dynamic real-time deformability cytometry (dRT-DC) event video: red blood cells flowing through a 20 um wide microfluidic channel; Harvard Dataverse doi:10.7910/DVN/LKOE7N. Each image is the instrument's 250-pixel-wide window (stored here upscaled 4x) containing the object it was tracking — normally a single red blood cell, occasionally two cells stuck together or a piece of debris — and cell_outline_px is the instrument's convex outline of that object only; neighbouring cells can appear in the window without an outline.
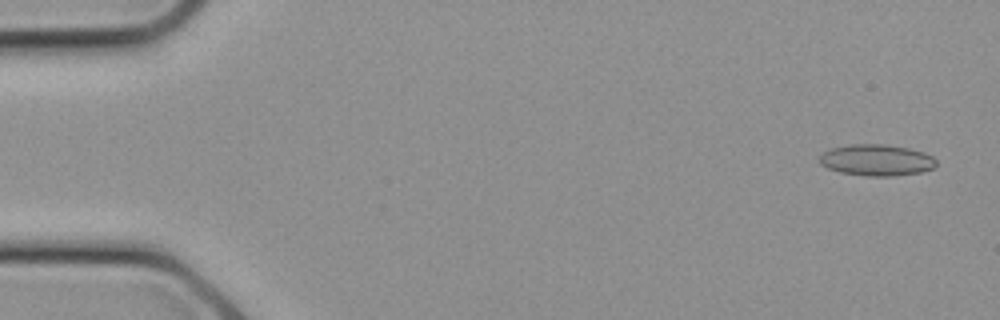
{"species": "common noctule bat (a hibernating species)", "species_latin": "Nyctalus noctula", "temperature_condition": "cold", "stored_images_in_passage": 8, "camera_frame_rate_fps": 3000, "um_per_image_px": 0.085, "animal": {"sex": "female", "body_mass_g": 21.9}, "frame": {"image": 1, "passage_image": 1, "time_ms": 0.0, "image_size_px": [1000, 320], "cell_outline_px": [[936, 164], [932, 168], [920, 172], [896, 176], [868, 176], [840, 172], [828, 168], [820, 164], [820, 156], [824, 152], [832, 148], [852, 144], [884, 144], [908, 148], [924, 152], [932, 156], [936, 160]], "centroid_in_image_um": [74.52, 13.61], "position_along_channel_um": 10.5, "area_um2": 21.21}}